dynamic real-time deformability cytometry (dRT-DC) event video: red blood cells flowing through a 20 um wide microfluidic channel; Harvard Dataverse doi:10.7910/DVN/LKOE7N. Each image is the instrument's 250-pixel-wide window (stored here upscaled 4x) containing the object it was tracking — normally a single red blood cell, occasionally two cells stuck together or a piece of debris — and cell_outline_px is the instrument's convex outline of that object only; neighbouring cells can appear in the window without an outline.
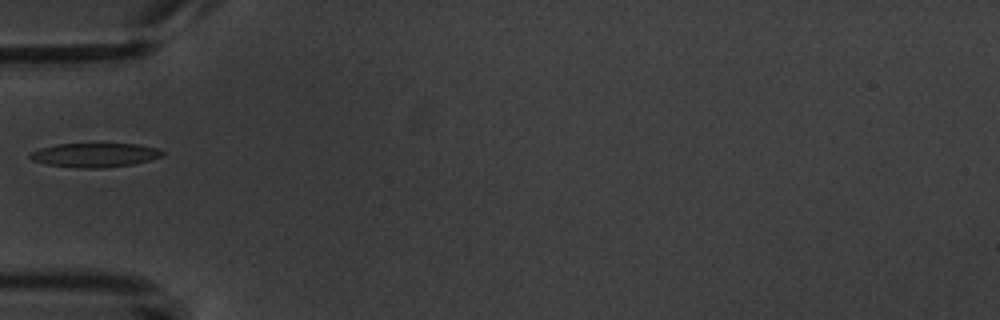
{"species": "common noctule bat (a hibernating species)", "species_latin": "Nyctalus noctula", "temperature_condition": "warm", "stored_images_in_passage": 2, "camera_frame_rate_fps": 3000, "um_per_image_px": 0.085, "animal": {"sex": "male", "body_mass_g": 20.1, "forearm_length_mm": 53.5}, "frame": {"image": 1, "passage_image": 2, "time_ms": 1.0, "image_size_px": [1000, 320], "cell_outline_px": [[164, 156], [132, 164], [104, 168], [76, 168], [48, 164], [32, 160], [28, 156], [28, 152], [40, 148], [56, 144], [136, 144], [156, 148], [164, 152]], "centroid_in_image_um": [8.02, 13.18], "position_along_channel_um": 77.0, "area_um2": 18.55}}